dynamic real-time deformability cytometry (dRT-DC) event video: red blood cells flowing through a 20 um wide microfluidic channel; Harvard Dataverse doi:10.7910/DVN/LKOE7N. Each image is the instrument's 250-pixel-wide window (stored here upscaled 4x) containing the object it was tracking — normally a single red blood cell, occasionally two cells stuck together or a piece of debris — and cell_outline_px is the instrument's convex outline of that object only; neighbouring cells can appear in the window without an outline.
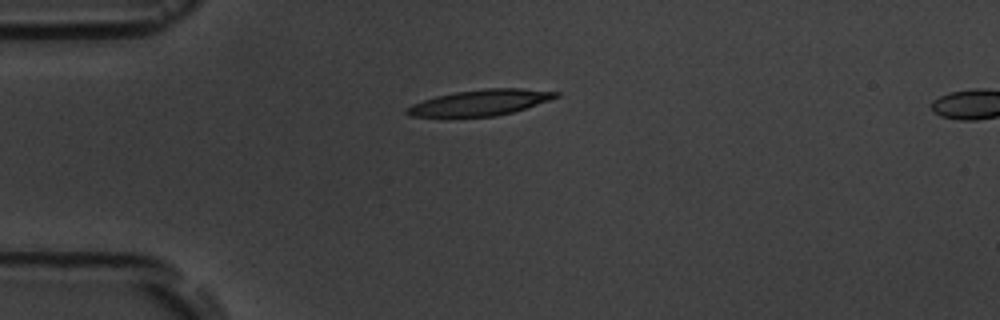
{"species": "common noctule bat (a hibernating species)", "species_latin": "Nyctalus noctula", "temperature_condition": "room temperature", "stored_images_in_passage": 5, "camera_frame_rate_fps": 3000, "um_per_image_px": 0.085, "animal": {"sex": "male", "body_mass_g": 19.5, "forearm_length_mm": 54.6}, "frame": {"image": 1, "passage_image": 5, "time_ms": 5.333, "image_size_px": [1000, 320], "cell_outline_px": [[560, 96], [512, 112], [496, 116], [448, 120], [408, 116], [404, 112], [404, 108], [412, 104], [436, 96], [456, 92], [484, 88], [520, 88], [560, 92]], "centroid_in_image_um": [40.66, 8.78], "position_along_channel_um": 44.3, "area_um2": 23.41}}